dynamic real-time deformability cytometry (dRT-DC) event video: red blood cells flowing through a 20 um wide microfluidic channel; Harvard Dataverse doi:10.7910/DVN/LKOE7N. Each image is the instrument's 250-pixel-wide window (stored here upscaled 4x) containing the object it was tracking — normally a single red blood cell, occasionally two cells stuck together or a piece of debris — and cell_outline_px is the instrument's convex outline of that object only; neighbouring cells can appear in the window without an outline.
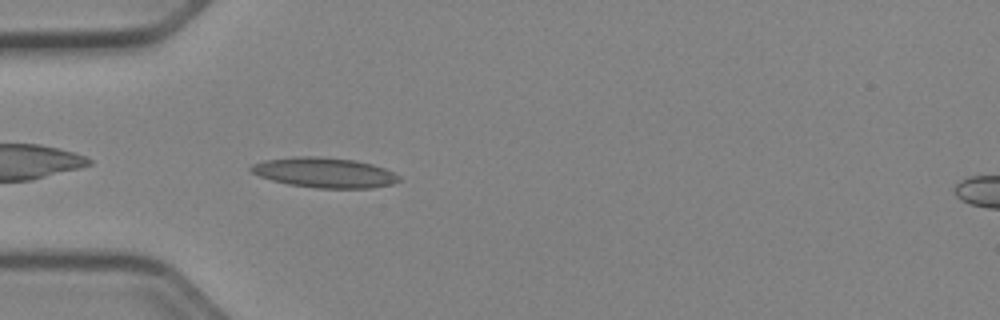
{"species": "Egyptian fruit bat (a non-hibernating species)", "species_latin": "Rousettus aegyptiacus", "temperature_condition": "cold", "stored_images_in_passage": 32, "camera_frame_rate_fps": 3000, "um_per_image_px": 0.085, "animal": {"sex": "female"}, "frame": {"image": 1, "passage_image": 2, "time_ms": 0.333, "image_size_px": [1000, 320], "cell_outline_px": [[400, 180], [392, 184], [372, 188], [316, 188], [288, 184], [272, 180], [260, 176], [252, 172], [248, 168], [252, 164], [264, 160], [292, 156], [320, 156], [356, 160], [372, 164], [384, 168], [400, 176]], "centroid_in_image_um": [27.56, 14.66], "position_along_channel_um": 57.4, "area_um2": 26.07}}
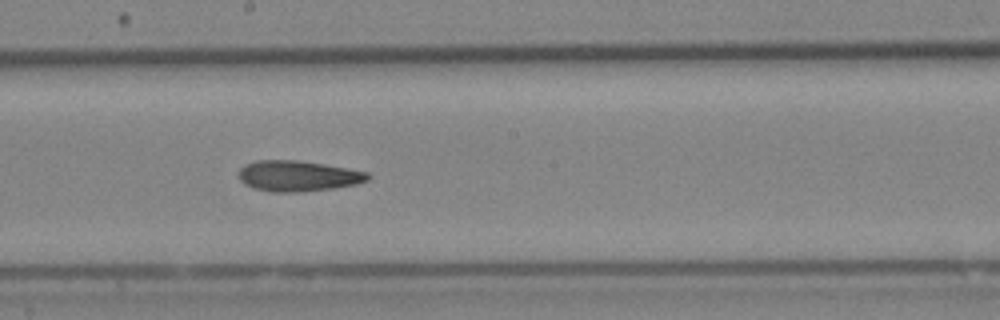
{"frame": {"image": 2, "passage_image": 15, "time_ms": 4.667, "image_size_px": [1000, 320], "cell_outline_px": [[372, 176], [368, 180], [356, 184], [332, 188], [296, 192], [272, 192], [252, 188], [244, 184], [240, 180], [240, 168], [244, 164], [256, 160], [296, 160], [324, 164], [348, 168], [368, 172]], "centroid_in_image_um": [25.32, 14.95], "position_along_channel_um": 222.9, "area_um2": 23.12}}
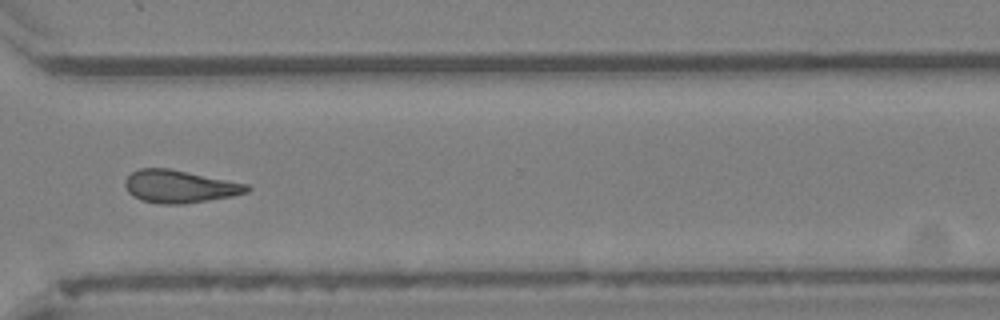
{"frame": {"image": 3, "passage_image": 25, "time_ms": 8.0, "image_size_px": [1000, 320], "cell_outline_px": [[252, 188], [248, 192], [232, 196], [184, 204], [160, 204], [140, 200], [132, 196], [128, 192], [124, 184], [124, 180], [132, 172], [140, 168], [168, 168], [248, 184]], "centroid_in_image_um": [15.24, 15.86], "position_along_channel_um": 355.4, "area_um2": 23.24}, "authors_computed_cell_mechanics": {"area_um2": 22.8599, "velocity_mm_per_s": 3.9517, "shape_relaxation_time_tau1_ms": null, "shape_relaxation_time_tau2_ms": 4.338, "deformation_change_tau1": null, "deformation_change_tau2": 0.1235}}